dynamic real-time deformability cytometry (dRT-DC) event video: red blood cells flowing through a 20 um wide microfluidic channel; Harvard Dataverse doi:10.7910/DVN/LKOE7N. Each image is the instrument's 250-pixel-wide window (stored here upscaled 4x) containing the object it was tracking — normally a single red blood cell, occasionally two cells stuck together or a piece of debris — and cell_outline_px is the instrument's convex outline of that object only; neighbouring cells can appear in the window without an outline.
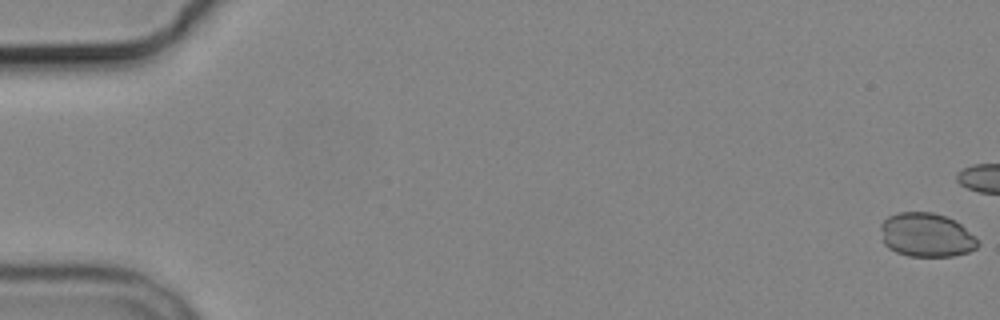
{"species": "common noctule bat (a hibernating species)", "species_latin": "Nyctalus noctula", "temperature_condition": "cold", "stored_images_in_passage": 6, "camera_frame_rate_fps": 3000, "um_per_image_px": 0.085, "animal": {"sex": "male", "body_mass_g": 19.2, "forearm_length_mm": 51.8}, "frame": {"image": 1, "passage_image": 1, "time_ms": 0.0, "image_size_px": [1000, 320], "cell_outline_px": [[980, 244], [976, 248], [968, 252], [952, 256], [908, 256], [896, 252], [888, 248], [884, 244], [880, 228], [880, 224], [888, 216], [900, 212], [932, 212], [956, 220]], "centroid_in_image_um": [78.7, 19.98], "position_along_channel_um": 6.3, "area_um2": 24.74}}